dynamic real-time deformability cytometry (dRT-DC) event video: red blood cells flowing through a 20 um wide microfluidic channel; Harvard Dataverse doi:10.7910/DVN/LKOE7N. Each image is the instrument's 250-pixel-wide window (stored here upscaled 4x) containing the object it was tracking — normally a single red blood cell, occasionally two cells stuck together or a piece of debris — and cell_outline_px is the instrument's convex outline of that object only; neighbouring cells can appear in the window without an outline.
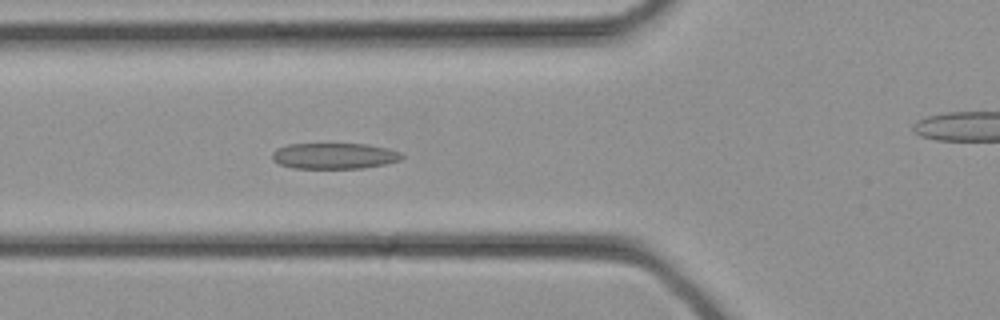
{"species": "common noctule bat (a hibernating species)", "species_latin": "Nyctalus noctula", "temperature_condition": "cold", "stored_images_in_passage": 26, "camera_frame_rate_fps": 3000, "um_per_image_px": 0.085, "animal": {"sex": "female", "body_mass_g": 21.9}, "frame": {"image": 1, "passage_image": 4, "time_ms": 1.0, "image_size_px": [1000, 320], "cell_outline_px": [[404, 156], [400, 160], [388, 164], [364, 168], [292, 168], [280, 164], [272, 160], [272, 152], [276, 148], [288, 144], [368, 144], [388, 148], [400, 152]], "centroid_in_image_um": [28.43, 13.25], "position_along_channel_um": 97.4, "area_um2": 19.77}}
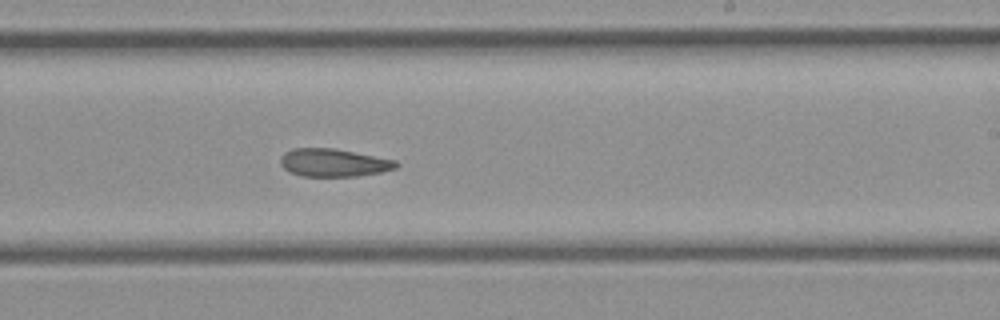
{"frame": {"image": 2, "passage_image": 12, "time_ms": 3.667, "image_size_px": [1000, 320], "cell_outline_px": [[400, 164], [396, 168], [380, 172], [356, 176], [304, 176], [288, 172], [280, 164], [280, 156], [284, 152], [292, 148], [336, 148], [396, 160]], "centroid_in_image_um": [28.34, 13.82], "position_along_channel_um": 260.7, "area_um2": 18.96}}
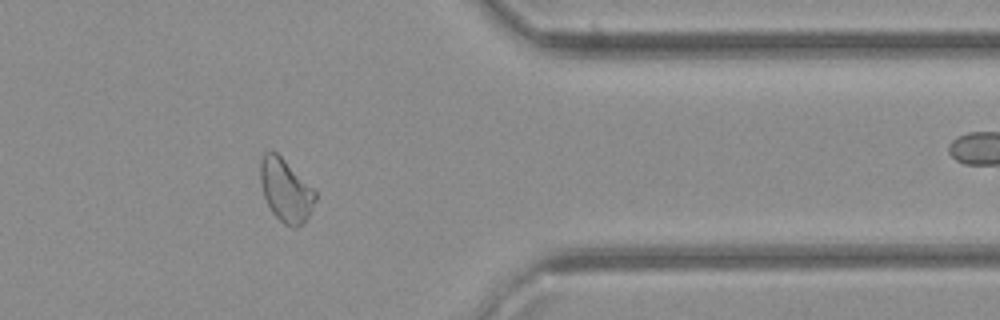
{"frame": {"image": 3, "passage_image": 19, "time_ms": 6.0, "image_size_px": [1000, 320], "cell_outline_px": [[316, 200], [304, 224], [296, 228], [292, 228], [284, 224], [272, 212], [264, 196], [260, 184], [260, 160], [264, 152], [276, 152], [316, 188]], "centroid_in_image_um": [24.31, 16.18], "position_along_channel_um": 387.1, "area_um2": 20.46}}